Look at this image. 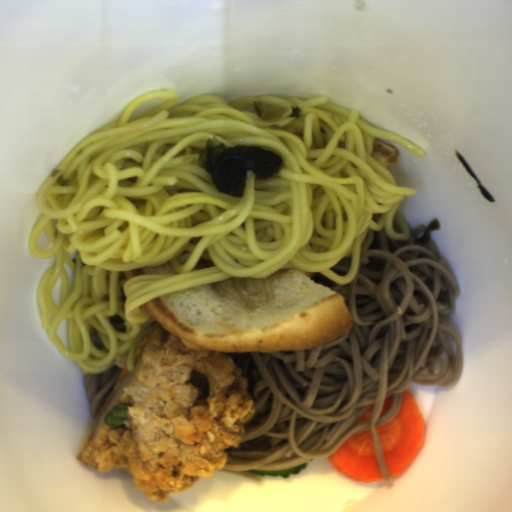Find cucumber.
Segmentation results:
<instances>
[{"mask_svg": "<svg viewBox=\"0 0 512 512\" xmlns=\"http://www.w3.org/2000/svg\"><path fill=\"white\" fill-rule=\"evenodd\" d=\"M308 466L307 461L296 465L287 469H256L248 472H252L253 474H259L264 476H274V477H284L288 478L290 475H296L301 472L305 467Z\"/></svg>", "mask_w": 512, "mask_h": 512, "instance_id": "cucumber-1", "label": "cucumber"}]
</instances>
